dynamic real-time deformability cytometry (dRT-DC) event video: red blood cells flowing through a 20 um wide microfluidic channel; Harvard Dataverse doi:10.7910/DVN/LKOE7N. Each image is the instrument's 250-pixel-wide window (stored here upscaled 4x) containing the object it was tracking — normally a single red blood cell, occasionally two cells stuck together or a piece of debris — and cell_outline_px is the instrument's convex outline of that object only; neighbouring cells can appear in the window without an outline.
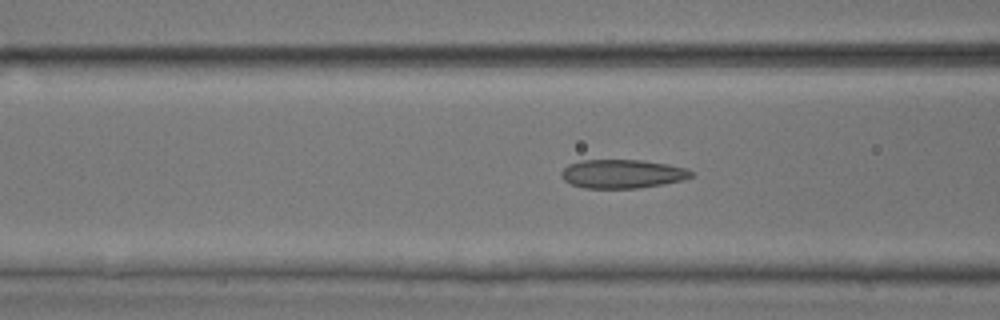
{"species": "common noctule bat (a hibernating species)", "species_latin": "Nyctalus noctula", "temperature_condition": "room temperature", "stored_images_in_passage": 52, "camera_frame_rate_fps": 3000, "um_per_image_px": 0.085, "animal": {"sex": "male", "body_mass_g": 17.9, "forearm_length_mm": 54.2}, "frame": {"image": 1, "passage_image": 20, "time_ms": 6.333, "image_size_px": [1000, 320], "cell_outline_px": [[692, 176], [684, 180], [664, 184], [636, 188], [584, 188], [572, 184], [564, 180], [560, 176], [560, 172], [568, 164], [580, 160], [640, 160], [668, 164], [684, 168], [692, 172]], "centroid_in_image_um": [52.86, 14.78], "position_along_channel_um": 113.7, "area_um2": 21.73}}
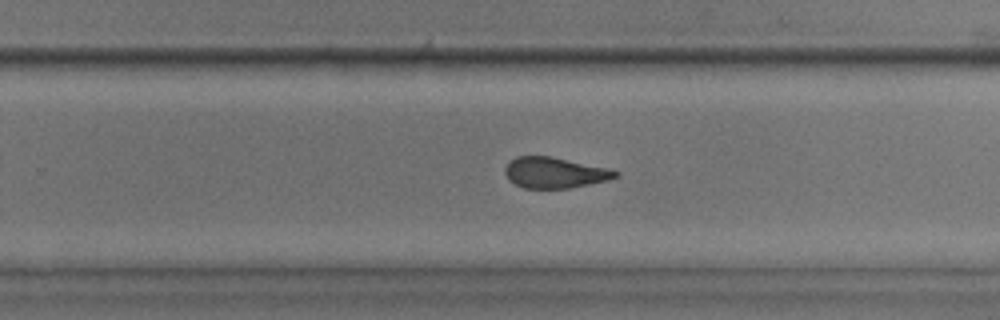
{"frame": {"image": 2, "passage_image": 33, "time_ms": 10.667, "image_size_px": [1000, 320], "cell_outline_px": [[620, 176], [608, 180], [568, 188], [524, 188], [508, 180], [504, 172], [504, 168], [516, 156], [552, 156], [608, 168], [620, 172]], "centroid_in_image_um": [47.16, 14.67], "position_along_channel_um": 282.6, "area_um2": 19.83}}
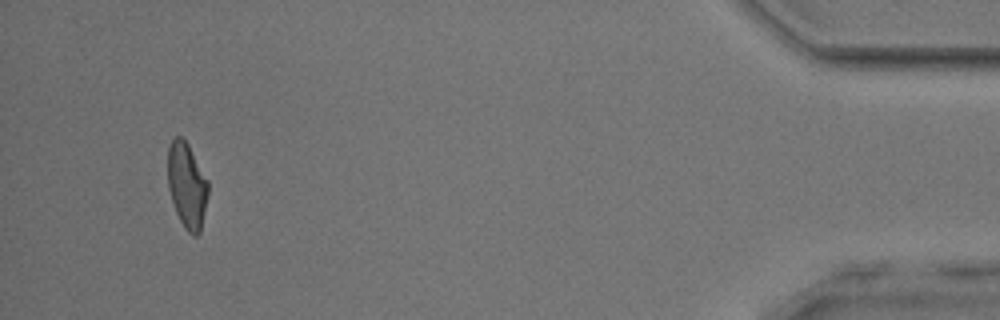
{"frame": {"image": 3, "passage_image": 49, "time_ms": 16.0, "image_size_px": [1000, 320], "cell_outline_px": [[208, 196], [200, 232], [196, 236], [192, 236], [184, 228], [176, 212], [168, 188], [168, 148], [172, 140], [176, 136], [180, 136], [188, 144], [208, 180]], "centroid_in_image_um": [15.89, 15.78], "position_along_channel_um": 419.3, "area_um2": 20.06}, "authors_computed_cell_mechanics": {"area_um2": 21.1548, "velocity_mm_per_s": 3.9195, "shape_relaxation_time_tau1_ms": 8.7483, "shape_relaxation_time_tau2_ms": 1.9887, "deformation_change_tau1": 0.1943, "deformation_change_tau2": 0.1068}}